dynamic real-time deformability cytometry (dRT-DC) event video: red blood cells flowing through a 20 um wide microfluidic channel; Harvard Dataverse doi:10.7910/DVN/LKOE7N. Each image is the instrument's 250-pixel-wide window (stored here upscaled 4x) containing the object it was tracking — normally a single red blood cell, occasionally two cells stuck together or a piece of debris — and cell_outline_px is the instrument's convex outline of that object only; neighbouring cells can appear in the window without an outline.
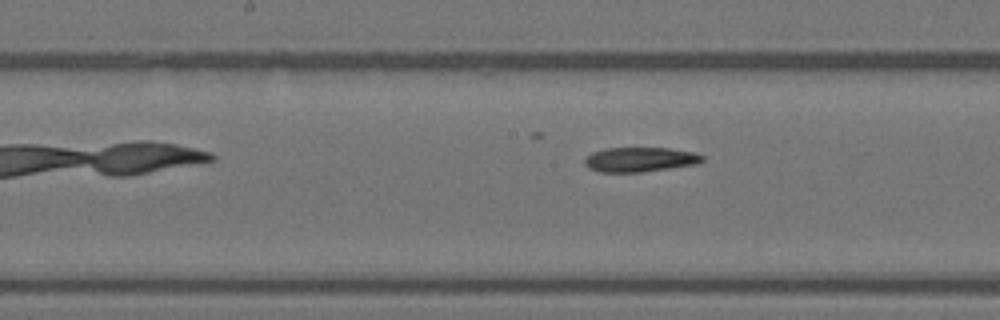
{"species": "Egyptian fruit bat (a non-hibernating species)", "species_latin": "Rousettus aegyptiacus", "temperature_condition": "warm", "stored_images_in_passage": 17, "camera_frame_rate_fps": 3000, "um_per_image_px": 0.085, "animal": {"sex": "female"}, "frame": {"image": 1, "passage_image": 10, "time_ms": 3.0, "image_size_px": [1000, 320], "cell_outline_px": [[704, 160], [700, 164], [640, 172], [600, 172], [588, 168], [584, 164], [584, 156], [592, 152], [604, 148], [668, 148], [692, 152], [704, 156]], "centroid_in_image_um": [54.37, 13.56], "position_along_channel_um": 193.8, "area_um2": 17.05}}